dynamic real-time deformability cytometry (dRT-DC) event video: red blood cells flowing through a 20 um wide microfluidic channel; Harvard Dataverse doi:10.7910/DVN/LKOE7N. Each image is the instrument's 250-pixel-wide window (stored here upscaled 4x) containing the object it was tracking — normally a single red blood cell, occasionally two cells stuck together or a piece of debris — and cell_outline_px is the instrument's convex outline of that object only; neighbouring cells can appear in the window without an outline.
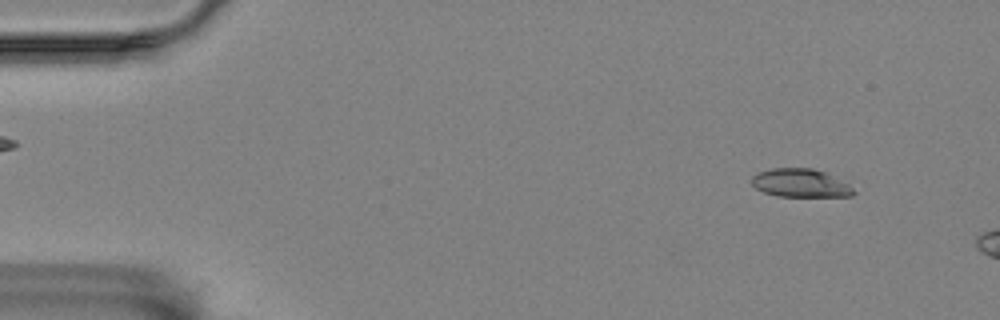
{"species": "Egyptian fruit bat (a non-hibernating species)", "species_latin": "Rousettus aegyptiacus", "temperature_condition": "room temperature", "stored_images_in_passage": 11, "camera_frame_rate_fps": 3000, "um_per_image_px": 0.085, "animal": {"sex": "female"}, "frame": {"image": 1, "passage_image": 5, "time_ms": 1.333, "image_size_px": [1000, 320], "cell_outline_px": [[856, 192], [852, 196], [776, 196], [764, 192], [756, 188], [752, 184], [752, 176], [760, 172], [772, 168], [812, 168], [824, 172], [848, 184]], "centroid_in_image_um": [68.03, 15.56], "position_along_channel_um": 17.0, "area_um2": 16.59}}